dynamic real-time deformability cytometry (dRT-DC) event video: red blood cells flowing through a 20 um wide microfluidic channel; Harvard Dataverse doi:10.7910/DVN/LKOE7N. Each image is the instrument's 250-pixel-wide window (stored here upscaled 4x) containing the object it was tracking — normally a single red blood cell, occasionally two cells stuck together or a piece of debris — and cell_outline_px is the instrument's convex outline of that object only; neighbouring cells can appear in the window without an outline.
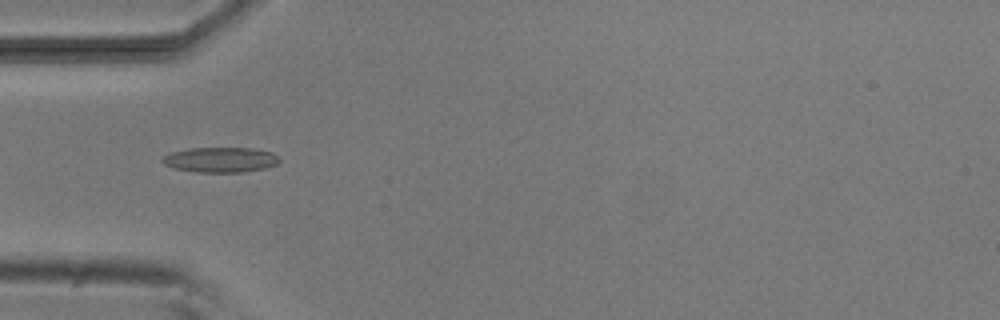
{"species": "common noctule bat (a hibernating species)", "species_latin": "Nyctalus noctula", "temperature_condition": "room temperature", "stored_images_in_passage": 8, "camera_frame_rate_fps": 3000, "um_per_image_px": 0.085, "animal": {"sex": "male", "body_mass_g": 20.5, "forearm_length_mm": 52.5}, "frame": {"image": 1, "passage_image": 5, "time_ms": 5.667, "image_size_px": [1000, 320], "cell_outline_px": [[280, 160], [276, 164], [264, 168], [240, 172], [196, 172], [172, 168], [164, 164], [160, 160], [168, 152], [188, 148], [252, 148], [272, 152]], "centroid_in_image_um": [18.67, 13.57], "position_along_channel_um": 66.3, "area_um2": 17.17}}
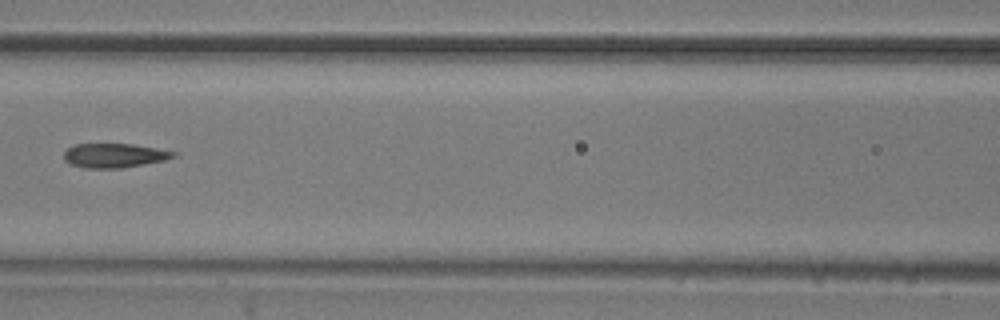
{"frame": {"image": 2, "passage_image": 7, "time_ms": 8.0, "image_size_px": [1000, 320], "cell_outline_px": [[180, 156], [164, 160], [120, 168], [84, 168], [72, 164], [64, 160], [64, 152], [68, 148], [76, 144], [132, 144], [180, 152]], "centroid_in_image_um": [9.77, 13.21], "position_along_channel_um": 156.8, "area_um2": 15.49}}
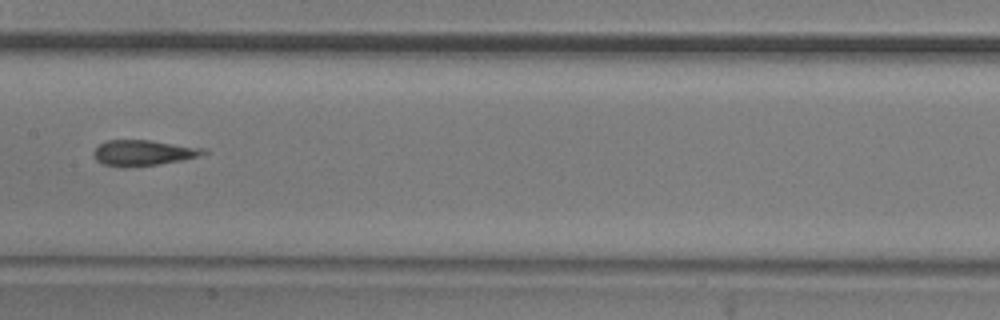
{"frame": {"image": 3, "passage_image": 8, "time_ms": 9.0, "image_size_px": [1000, 320], "cell_outline_px": [[208, 152], [196, 156], [180, 160], [156, 164], [124, 168], [104, 164], [96, 160], [92, 156], [92, 152], [100, 144], [108, 140], [148, 140], [204, 148]], "centroid_in_image_um": [12.1, 12.99], "position_along_channel_um": 195.3, "area_um2": 16.18}}